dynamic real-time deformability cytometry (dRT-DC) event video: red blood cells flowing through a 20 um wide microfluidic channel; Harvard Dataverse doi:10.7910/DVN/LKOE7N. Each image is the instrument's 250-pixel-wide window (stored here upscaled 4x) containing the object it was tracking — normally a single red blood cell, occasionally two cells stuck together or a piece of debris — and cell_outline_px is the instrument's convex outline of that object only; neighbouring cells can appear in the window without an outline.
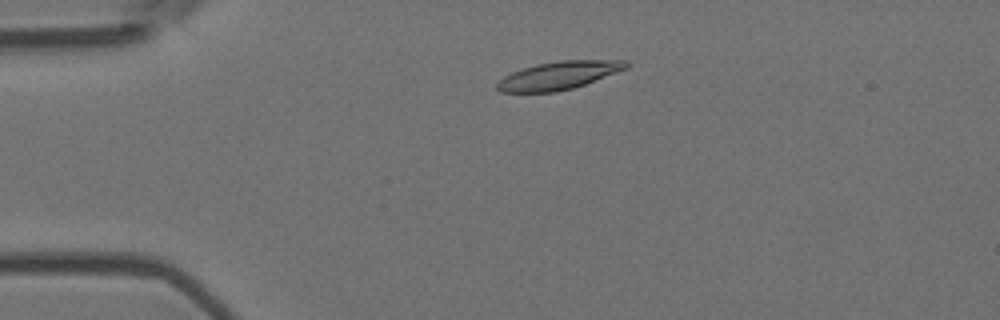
{"species": "Egyptian fruit bat (a non-hibernating species)", "species_latin": "Rousettus aegyptiacus", "temperature_condition": "room temperature", "stored_images_in_passage": 4, "camera_frame_rate_fps": 3000, "um_per_image_px": 0.085, "animal": {"sex": "female"}, "frame": {"image": 1, "passage_image": 3, "time_ms": 0.667, "image_size_px": [1000, 320], "cell_outline_px": [[632, 64], [628, 68], [584, 84], [572, 88], [556, 92], [500, 92], [496, 88], [496, 84], [504, 76], [512, 72], [536, 64], [560, 60], [628, 60]], "centroid_in_image_um": [47.51, 6.4], "position_along_channel_um": 37.5, "area_um2": 21.04}}